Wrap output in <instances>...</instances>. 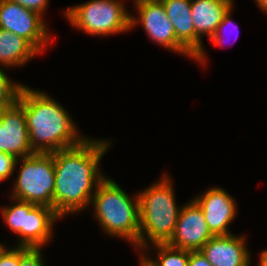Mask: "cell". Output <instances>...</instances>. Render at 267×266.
Here are the masks:
<instances>
[{
  "mask_svg": "<svg viewBox=\"0 0 267 266\" xmlns=\"http://www.w3.org/2000/svg\"><path fill=\"white\" fill-rule=\"evenodd\" d=\"M0 152L16 159L35 153L30 145L23 107L17 101L0 111Z\"/></svg>",
  "mask_w": 267,
  "mask_h": 266,
  "instance_id": "7c38bea8",
  "label": "cell"
},
{
  "mask_svg": "<svg viewBox=\"0 0 267 266\" xmlns=\"http://www.w3.org/2000/svg\"><path fill=\"white\" fill-rule=\"evenodd\" d=\"M23 85L17 102L23 107L29 141L35 153H53L79 145L80 134L65 107L43 90Z\"/></svg>",
  "mask_w": 267,
  "mask_h": 266,
  "instance_id": "7a4b0ae2",
  "label": "cell"
},
{
  "mask_svg": "<svg viewBox=\"0 0 267 266\" xmlns=\"http://www.w3.org/2000/svg\"><path fill=\"white\" fill-rule=\"evenodd\" d=\"M171 178L165 172L159 181L137 192L140 233L135 250L138 254L150 245L167 244L173 236L182 206L177 204Z\"/></svg>",
  "mask_w": 267,
  "mask_h": 266,
  "instance_id": "3957f363",
  "label": "cell"
},
{
  "mask_svg": "<svg viewBox=\"0 0 267 266\" xmlns=\"http://www.w3.org/2000/svg\"><path fill=\"white\" fill-rule=\"evenodd\" d=\"M63 15L71 27L91 36L131 31V14L123 0H90L68 6L63 10Z\"/></svg>",
  "mask_w": 267,
  "mask_h": 266,
  "instance_id": "5b68a950",
  "label": "cell"
},
{
  "mask_svg": "<svg viewBox=\"0 0 267 266\" xmlns=\"http://www.w3.org/2000/svg\"><path fill=\"white\" fill-rule=\"evenodd\" d=\"M259 263L256 266H267V249L265 248L264 250L262 249V251L259 254Z\"/></svg>",
  "mask_w": 267,
  "mask_h": 266,
  "instance_id": "484cf974",
  "label": "cell"
},
{
  "mask_svg": "<svg viewBox=\"0 0 267 266\" xmlns=\"http://www.w3.org/2000/svg\"><path fill=\"white\" fill-rule=\"evenodd\" d=\"M234 0H191V14L196 32V63L206 67L208 62L203 38L213 36L224 15L234 6Z\"/></svg>",
  "mask_w": 267,
  "mask_h": 266,
  "instance_id": "8fae6325",
  "label": "cell"
},
{
  "mask_svg": "<svg viewBox=\"0 0 267 266\" xmlns=\"http://www.w3.org/2000/svg\"><path fill=\"white\" fill-rule=\"evenodd\" d=\"M20 163L10 197L53 208L55 170L53 153H34L17 159ZM16 179V180H15Z\"/></svg>",
  "mask_w": 267,
  "mask_h": 266,
  "instance_id": "8992f818",
  "label": "cell"
},
{
  "mask_svg": "<svg viewBox=\"0 0 267 266\" xmlns=\"http://www.w3.org/2000/svg\"><path fill=\"white\" fill-rule=\"evenodd\" d=\"M42 250L43 248L20 247L19 266H46Z\"/></svg>",
  "mask_w": 267,
  "mask_h": 266,
  "instance_id": "44dd1931",
  "label": "cell"
},
{
  "mask_svg": "<svg viewBox=\"0 0 267 266\" xmlns=\"http://www.w3.org/2000/svg\"><path fill=\"white\" fill-rule=\"evenodd\" d=\"M136 17L131 14V30L139 23L154 43L168 51L177 53L190 60L195 58L177 41L172 22L166 15L165 8L160 0H133Z\"/></svg>",
  "mask_w": 267,
  "mask_h": 266,
  "instance_id": "52a82bcc",
  "label": "cell"
},
{
  "mask_svg": "<svg viewBox=\"0 0 267 266\" xmlns=\"http://www.w3.org/2000/svg\"><path fill=\"white\" fill-rule=\"evenodd\" d=\"M61 217L51 207L35 205L26 215L25 247L43 248L53 239L54 226Z\"/></svg>",
  "mask_w": 267,
  "mask_h": 266,
  "instance_id": "5bb4252c",
  "label": "cell"
},
{
  "mask_svg": "<svg viewBox=\"0 0 267 266\" xmlns=\"http://www.w3.org/2000/svg\"><path fill=\"white\" fill-rule=\"evenodd\" d=\"M188 266H212L200 250L190 251Z\"/></svg>",
  "mask_w": 267,
  "mask_h": 266,
  "instance_id": "d4e9b609",
  "label": "cell"
},
{
  "mask_svg": "<svg viewBox=\"0 0 267 266\" xmlns=\"http://www.w3.org/2000/svg\"><path fill=\"white\" fill-rule=\"evenodd\" d=\"M172 22L177 41L196 58V32L191 14V0H160Z\"/></svg>",
  "mask_w": 267,
  "mask_h": 266,
  "instance_id": "9a60e30c",
  "label": "cell"
},
{
  "mask_svg": "<svg viewBox=\"0 0 267 266\" xmlns=\"http://www.w3.org/2000/svg\"><path fill=\"white\" fill-rule=\"evenodd\" d=\"M245 235L213 236L200 251L212 266H251Z\"/></svg>",
  "mask_w": 267,
  "mask_h": 266,
  "instance_id": "4fadbf2b",
  "label": "cell"
},
{
  "mask_svg": "<svg viewBox=\"0 0 267 266\" xmlns=\"http://www.w3.org/2000/svg\"><path fill=\"white\" fill-rule=\"evenodd\" d=\"M91 206L95 221L103 233L128 240L133 248L138 245L140 223L137 193L131 196L113 178L106 176L98 184Z\"/></svg>",
  "mask_w": 267,
  "mask_h": 266,
  "instance_id": "277c9868",
  "label": "cell"
},
{
  "mask_svg": "<svg viewBox=\"0 0 267 266\" xmlns=\"http://www.w3.org/2000/svg\"><path fill=\"white\" fill-rule=\"evenodd\" d=\"M39 54L41 53L25 38L0 29V66L6 69L20 68Z\"/></svg>",
  "mask_w": 267,
  "mask_h": 266,
  "instance_id": "2e32d148",
  "label": "cell"
},
{
  "mask_svg": "<svg viewBox=\"0 0 267 266\" xmlns=\"http://www.w3.org/2000/svg\"><path fill=\"white\" fill-rule=\"evenodd\" d=\"M234 7L230 8L228 10V12L224 15L222 22L219 24L218 28L216 29L215 33L213 34V36L209 39L212 42V45H214V47H222L223 48L226 46L225 44H227V41L231 38L230 36H228L229 34L231 35V33L233 34V32L235 33V35H231L233 37H235L233 43H235V41L238 38V34H239V26H236L232 20V12H234L233 9ZM234 30V31H233ZM233 31V32H232ZM231 32V33H230ZM229 33V34H227ZM229 37V38H228ZM233 43H230V45H232Z\"/></svg>",
  "mask_w": 267,
  "mask_h": 266,
  "instance_id": "ffe728a7",
  "label": "cell"
},
{
  "mask_svg": "<svg viewBox=\"0 0 267 266\" xmlns=\"http://www.w3.org/2000/svg\"><path fill=\"white\" fill-rule=\"evenodd\" d=\"M255 2L258 6V9L267 15V0H255Z\"/></svg>",
  "mask_w": 267,
  "mask_h": 266,
  "instance_id": "4316f807",
  "label": "cell"
},
{
  "mask_svg": "<svg viewBox=\"0 0 267 266\" xmlns=\"http://www.w3.org/2000/svg\"><path fill=\"white\" fill-rule=\"evenodd\" d=\"M214 235L208 228L202 209L193 200L181 207L169 246L189 250H200Z\"/></svg>",
  "mask_w": 267,
  "mask_h": 266,
  "instance_id": "9c48e42d",
  "label": "cell"
},
{
  "mask_svg": "<svg viewBox=\"0 0 267 266\" xmlns=\"http://www.w3.org/2000/svg\"><path fill=\"white\" fill-rule=\"evenodd\" d=\"M1 260H2V243H0V263H1Z\"/></svg>",
  "mask_w": 267,
  "mask_h": 266,
  "instance_id": "f1b7e54d",
  "label": "cell"
},
{
  "mask_svg": "<svg viewBox=\"0 0 267 266\" xmlns=\"http://www.w3.org/2000/svg\"><path fill=\"white\" fill-rule=\"evenodd\" d=\"M153 248L158 252H156L155 259L153 257L151 258V252L149 253V251L153 250ZM140 254H138L139 257L148 266H188L190 257L189 250L177 249L169 246L168 244L150 245L143 249Z\"/></svg>",
  "mask_w": 267,
  "mask_h": 266,
  "instance_id": "ac0fdd59",
  "label": "cell"
},
{
  "mask_svg": "<svg viewBox=\"0 0 267 266\" xmlns=\"http://www.w3.org/2000/svg\"><path fill=\"white\" fill-rule=\"evenodd\" d=\"M9 198H11L12 201L11 205L2 206L0 208L1 216L3 218L2 220L4 221V224H6V227L18 237L14 246L25 247L26 215L29 214V211L36 204L17 200L12 197Z\"/></svg>",
  "mask_w": 267,
  "mask_h": 266,
  "instance_id": "e0dca14e",
  "label": "cell"
},
{
  "mask_svg": "<svg viewBox=\"0 0 267 266\" xmlns=\"http://www.w3.org/2000/svg\"><path fill=\"white\" fill-rule=\"evenodd\" d=\"M139 265L138 266H148L141 258H139Z\"/></svg>",
  "mask_w": 267,
  "mask_h": 266,
  "instance_id": "83f0119b",
  "label": "cell"
},
{
  "mask_svg": "<svg viewBox=\"0 0 267 266\" xmlns=\"http://www.w3.org/2000/svg\"><path fill=\"white\" fill-rule=\"evenodd\" d=\"M46 24L39 13L9 0H0V29L25 38L41 54L55 40Z\"/></svg>",
  "mask_w": 267,
  "mask_h": 266,
  "instance_id": "ba28073f",
  "label": "cell"
},
{
  "mask_svg": "<svg viewBox=\"0 0 267 266\" xmlns=\"http://www.w3.org/2000/svg\"><path fill=\"white\" fill-rule=\"evenodd\" d=\"M3 68V66H0V111L17 101L20 90L24 85L20 82H14L7 76L5 68Z\"/></svg>",
  "mask_w": 267,
  "mask_h": 266,
  "instance_id": "d6986e66",
  "label": "cell"
},
{
  "mask_svg": "<svg viewBox=\"0 0 267 266\" xmlns=\"http://www.w3.org/2000/svg\"><path fill=\"white\" fill-rule=\"evenodd\" d=\"M16 161L17 159L12 155L0 152V182L6 181L15 171L17 172Z\"/></svg>",
  "mask_w": 267,
  "mask_h": 266,
  "instance_id": "7402d4cb",
  "label": "cell"
},
{
  "mask_svg": "<svg viewBox=\"0 0 267 266\" xmlns=\"http://www.w3.org/2000/svg\"><path fill=\"white\" fill-rule=\"evenodd\" d=\"M9 1L18 3L23 7L35 11L44 17V14L49 7L48 5L50 0H9Z\"/></svg>",
  "mask_w": 267,
  "mask_h": 266,
  "instance_id": "cb8c5ba5",
  "label": "cell"
},
{
  "mask_svg": "<svg viewBox=\"0 0 267 266\" xmlns=\"http://www.w3.org/2000/svg\"><path fill=\"white\" fill-rule=\"evenodd\" d=\"M192 199L202 209L208 228L214 236L233 234L229 226L238 214V204L224 188H208Z\"/></svg>",
  "mask_w": 267,
  "mask_h": 266,
  "instance_id": "30bf717a",
  "label": "cell"
},
{
  "mask_svg": "<svg viewBox=\"0 0 267 266\" xmlns=\"http://www.w3.org/2000/svg\"><path fill=\"white\" fill-rule=\"evenodd\" d=\"M13 247V248H12ZM10 248L2 243V260L0 266H19L20 265V247L12 246Z\"/></svg>",
  "mask_w": 267,
  "mask_h": 266,
  "instance_id": "603a6c76",
  "label": "cell"
},
{
  "mask_svg": "<svg viewBox=\"0 0 267 266\" xmlns=\"http://www.w3.org/2000/svg\"><path fill=\"white\" fill-rule=\"evenodd\" d=\"M111 145L110 139L87 137L77 146L53 152V209L61 218L90 207L98 184L106 177L100 161Z\"/></svg>",
  "mask_w": 267,
  "mask_h": 266,
  "instance_id": "6da1fadb",
  "label": "cell"
}]
</instances>
